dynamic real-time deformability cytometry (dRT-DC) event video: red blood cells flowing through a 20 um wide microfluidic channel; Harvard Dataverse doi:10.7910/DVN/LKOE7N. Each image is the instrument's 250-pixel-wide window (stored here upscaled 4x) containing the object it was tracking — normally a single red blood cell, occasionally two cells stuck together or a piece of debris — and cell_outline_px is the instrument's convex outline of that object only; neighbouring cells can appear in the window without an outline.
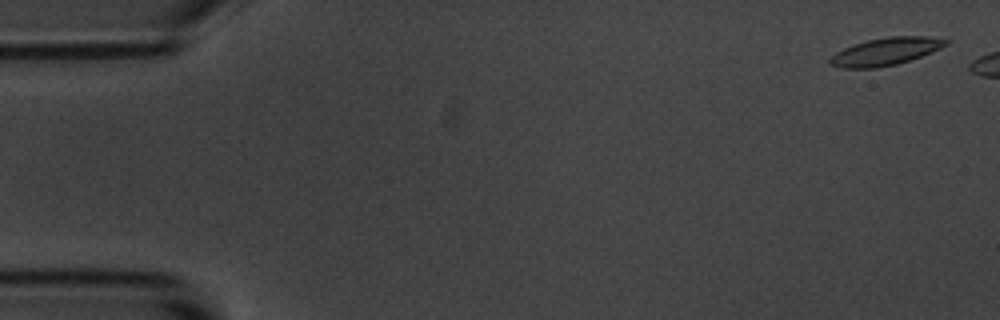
{"species": "common noctule bat (a hibernating species)", "species_latin": "Nyctalus noctula", "temperature_condition": "room temperature", "stored_images_in_passage": 6, "camera_frame_rate_fps": 3000, "um_per_image_px": 0.085, "animal": {"sex": "male", "body_mass_g": 20.1, "forearm_length_mm": 53.5}, "frame": {"image": 1, "passage_image": 1, "time_ms": 0.0, "image_size_px": [1000, 320], "cell_outline_px": [[952, 40], [948, 44], [940, 48], [920, 56], [896, 64], [876, 68], [840, 68], [828, 64], [828, 60], [836, 52], [844, 48], [868, 40], [888, 36], [928, 36]], "centroid_in_image_um": [75.27, 4.37], "position_along_channel_um": 9.7, "area_um2": 18.5}}